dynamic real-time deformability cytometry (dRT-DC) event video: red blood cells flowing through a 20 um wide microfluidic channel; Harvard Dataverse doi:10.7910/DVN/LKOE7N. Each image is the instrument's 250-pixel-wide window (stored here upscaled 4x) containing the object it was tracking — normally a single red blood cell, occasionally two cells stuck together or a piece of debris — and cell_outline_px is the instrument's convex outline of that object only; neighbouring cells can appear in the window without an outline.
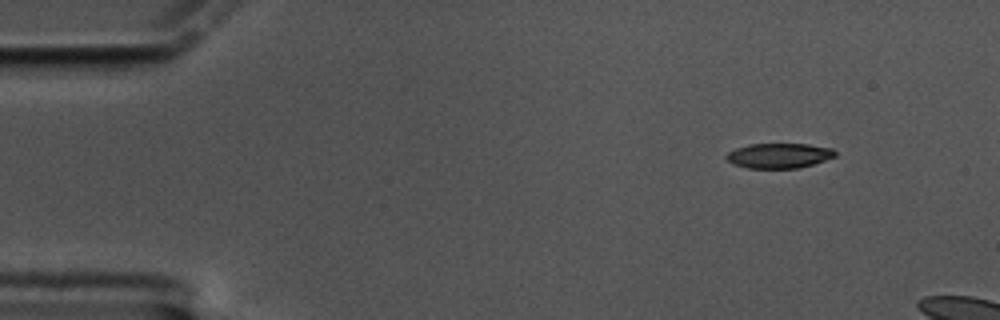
{"species": "common noctule bat (a hibernating species)", "species_latin": "Nyctalus noctula", "temperature_condition": "cold", "stored_images_in_passage": 11, "camera_frame_rate_fps": 3000, "um_per_image_px": 0.085, "animal": {"sex": "male", "body_mass_g": 17.5, "forearm_length_mm": 52.3}, "frame": {"image": 1, "passage_image": 1, "time_ms": 0.0, "image_size_px": [1000, 320], "cell_outline_px": [[836, 156], [812, 164], [796, 168], [748, 168], [732, 164], [724, 156], [728, 152], [736, 148], [748, 144], [808, 144], [832, 148], [836, 152]], "centroid_in_image_um": [66.19, 13.22], "position_along_channel_um": 18.8, "area_um2": 15.78}}